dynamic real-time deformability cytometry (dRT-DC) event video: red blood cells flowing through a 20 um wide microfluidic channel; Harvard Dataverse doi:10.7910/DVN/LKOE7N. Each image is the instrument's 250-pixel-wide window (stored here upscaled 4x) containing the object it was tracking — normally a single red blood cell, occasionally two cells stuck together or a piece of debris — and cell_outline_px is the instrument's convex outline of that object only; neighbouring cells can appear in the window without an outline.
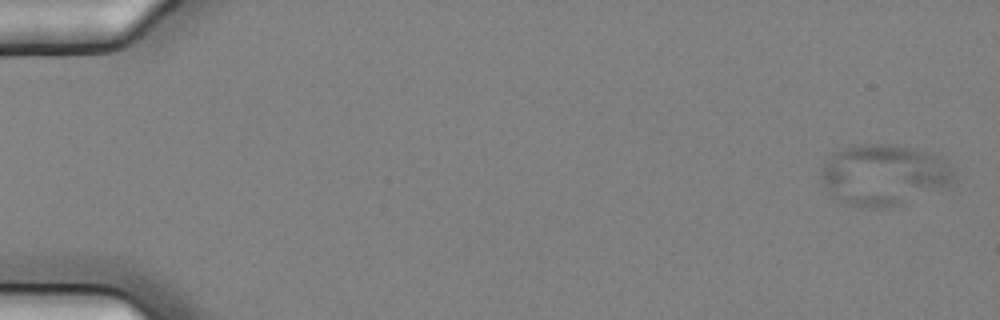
{"species": "common noctule bat (a hibernating species)", "species_latin": "Nyctalus noctula", "temperature_condition": "cold", "stored_images_in_passage": 5, "camera_frame_rate_fps": 3000, "um_per_image_px": 0.085, "animal": {"sex": "female", "body_mass_g": 25.1}, "frame": {"image": 1, "passage_image": 1, "time_ms": 0.0, "image_size_px": [1000, 320], "cell_outline_px": [[952, 180], [948, 184], [900, 204], [884, 208], [864, 208], [840, 204], [824, 184], [820, 176], [820, 168], [824, 160], [828, 156], [844, 148], [864, 144], [884, 144], [924, 152], [940, 156], [952, 172]], "centroid_in_image_um": [74.99, 14.88], "position_along_channel_um": 10.0, "area_um2": 46.18}}